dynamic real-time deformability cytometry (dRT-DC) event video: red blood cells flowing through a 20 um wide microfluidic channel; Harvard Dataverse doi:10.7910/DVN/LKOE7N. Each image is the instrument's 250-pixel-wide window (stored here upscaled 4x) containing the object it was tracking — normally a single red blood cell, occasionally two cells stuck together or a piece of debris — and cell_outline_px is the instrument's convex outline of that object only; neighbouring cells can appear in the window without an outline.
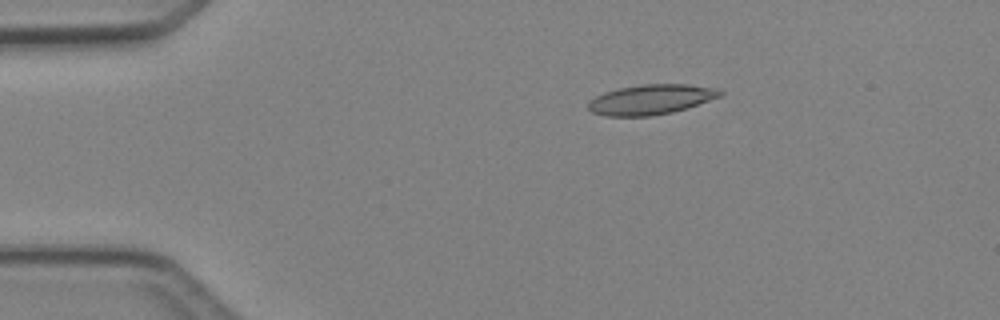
{"species": "Egyptian fruit bat (a non-hibernating species)", "species_latin": "Rousettus aegyptiacus", "temperature_condition": "cold", "stored_images_in_passage": 6, "camera_frame_rate_fps": 3000, "um_per_image_px": 0.085, "animal": {"sex": "female"}, "frame": {"image": 1, "passage_image": 3, "time_ms": 2.667, "image_size_px": [1000, 320], "cell_outline_px": [[724, 96], [672, 112], [648, 116], [608, 116], [592, 112], [588, 108], [588, 100], [604, 92], [620, 88], [640, 84], [688, 84], [720, 88], [724, 92]], "centroid_in_image_um": [55.37, 8.44], "position_along_channel_um": 29.6, "area_um2": 23.18}}
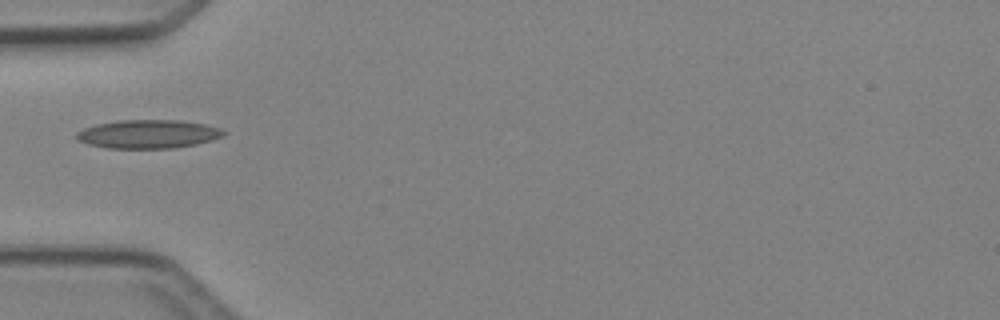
{"frame": {"image": 2, "passage_image": 5, "time_ms": 5.0, "image_size_px": [1000, 320], "cell_outline_px": [[228, 132], [224, 136], [212, 140], [196, 144], [172, 148], [108, 148], [88, 144], [76, 140], [76, 132], [84, 128], [96, 124], [116, 120], [180, 120], [204, 124], [220, 128]], "centroid_in_image_um": [12.6, 11.39], "position_along_channel_um": 72.4, "area_um2": 24.62}}
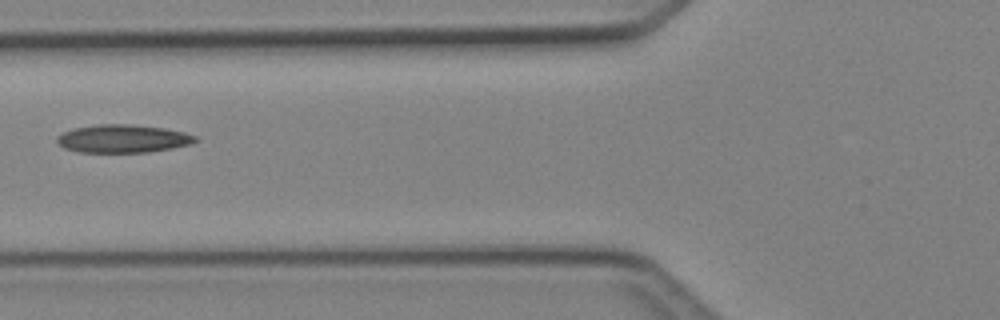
{"frame": {"image": 3, "passage_image": 6, "time_ms": 6.0, "image_size_px": [1000, 320], "cell_outline_px": [[200, 140], [192, 144], [172, 148], [148, 152], [80, 152], [64, 148], [56, 140], [56, 136], [72, 128], [96, 124], [128, 124], [164, 128], [184, 132], [196, 136]], "centroid_in_image_um": [10.46, 11.78], "position_along_channel_um": 115.3, "area_um2": 22.72}}